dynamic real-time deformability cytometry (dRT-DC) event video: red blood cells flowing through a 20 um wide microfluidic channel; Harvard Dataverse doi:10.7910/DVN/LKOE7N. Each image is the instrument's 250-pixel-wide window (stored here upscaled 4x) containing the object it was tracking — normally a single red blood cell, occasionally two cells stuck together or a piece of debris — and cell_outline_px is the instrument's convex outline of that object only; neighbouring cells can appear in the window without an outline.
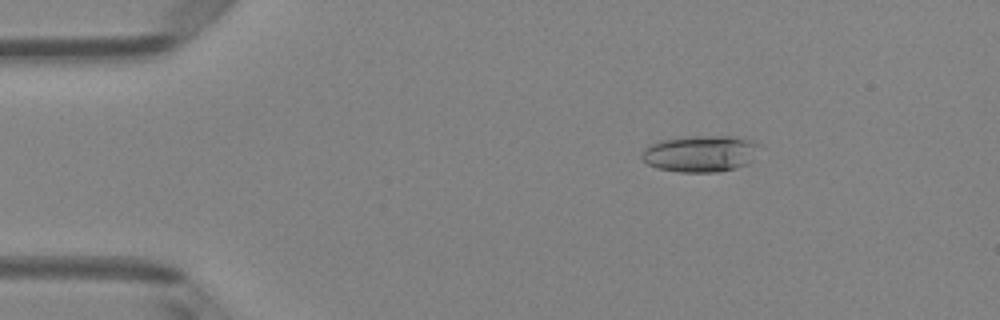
{"species": "Egyptian fruit bat (a non-hibernating species)", "species_latin": "Rousettus aegyptiacus", "temperature_condition": "room temperature", "stored_images_in_passage": 20, "camera_frame_rate_fps": 3000, "um_per_image_px": 0.085, "animal": {"sex": "female"}, "frame": {"image": 1, "passage_image": 8, "time_ms": 2.333, "image_size_px": [1000, 320], "cell_outline_px": [[764, 148], [748, 164], [736, 168], [720, 172], [680, 172], [656, 168], [648, 164], [640, 156], [640, 152], [644, 148], [660, 140], [684, 136], [736, 136], [752, 140], [760, 144]], "centroid_in_image_um": [59.6, 13.05], "position_along_channel_um": 25.4, "area_um2": 25.72}}
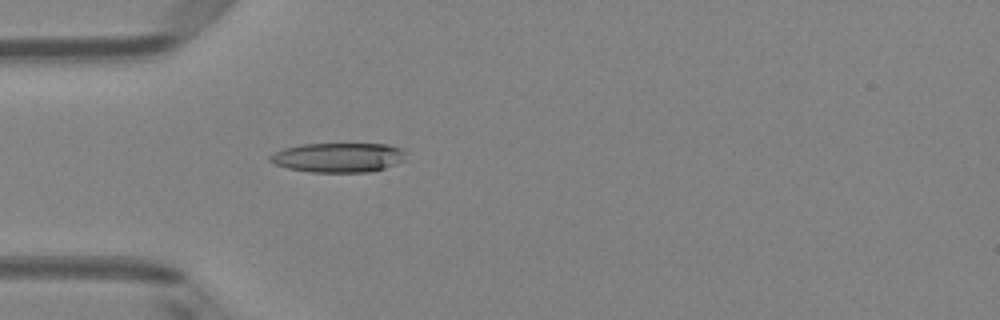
{"frame": {"image": 2, "passage_image": 15, "time_ms": 4.667, "image_size_px": [1000, 320], "cell_outline_px": [[404, 160], [384, 168], [368, 172], [312, 172], [288, 168], [276, 164], [268, 160], [268, 156], [284, 148], [304, 144], [388, 144], [400, 148], [404, 152]], "centroid_in_image_um": [28.74, 13.38], "position_along_channel_um": 56.3, "area_um2": 23.12}}
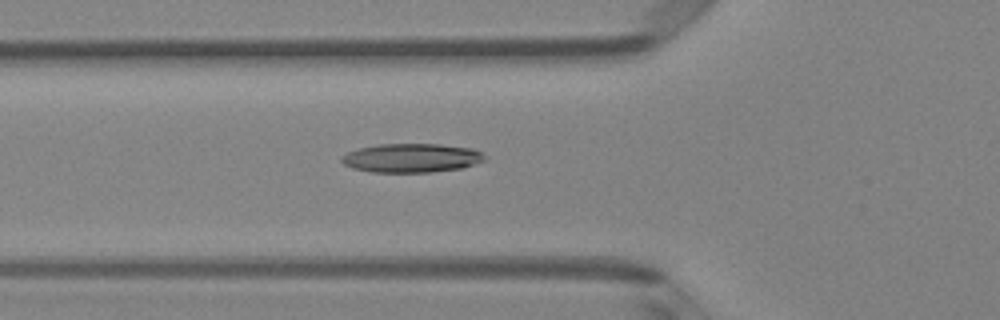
{"frame": {"image": 3, "passage_image": 18, "time_ms": 5.667, "image_size_px": [1000, 320], "cell_outline_px": [[484, 160], [460, 168], [428, 172], [372, 172], [352, 168], [344, 164], [340, 160], [340, 156], [348, 152], [360, 148], [380, 144], [440, 144], [472, 148], [480, 152], [484, 156]], "centroid_in_image_um": [34.92, 13.42], "position_along_channel_um": 90.9, "area_um2": 23.87}}